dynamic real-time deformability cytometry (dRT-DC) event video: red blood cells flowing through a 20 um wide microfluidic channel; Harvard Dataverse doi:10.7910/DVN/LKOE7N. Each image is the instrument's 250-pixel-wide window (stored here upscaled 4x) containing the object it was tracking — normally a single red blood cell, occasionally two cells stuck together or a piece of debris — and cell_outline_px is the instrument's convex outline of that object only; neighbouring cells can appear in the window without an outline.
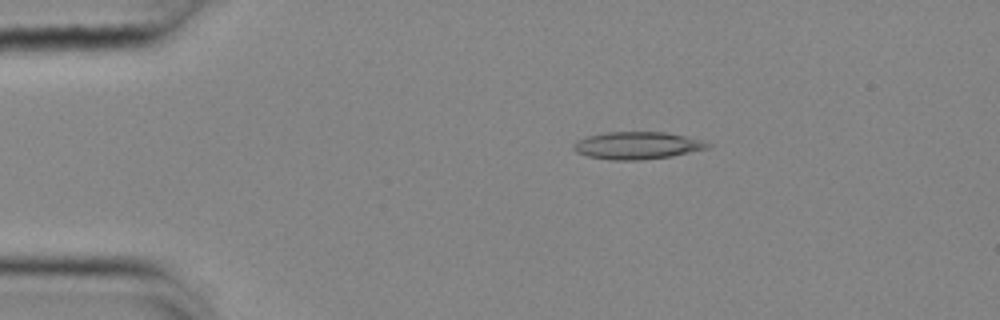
{"species": "common noctule bat (a hibernating species)", "species_latin": "Nyctalus noctula", "temperature_condition": "cold", "stored_images_in_passage": 47, "camera_frame_rate_fps": 3000, "um_per_image_px": 0.085, "animal": {"sex": "female", "body_mass_g": 25.1}, "frame": {"image": 1, "passage_image": 3, "time_ms": 0.667, "image_size_px": [1000, 320], "cell_outline_px": [[712, 144], [708, 148], [672, 156], [640, 160], [608, 160], [588, 156], [576, 152], [572, 148], [572, 144], [588, 136], [608, 132], [664, 132], [684, 136], [700, 140]], "centroid_in_image_um": [54.14, 12.37], "position_along_channel_um": 30.9, "area_um2": 21.21}}
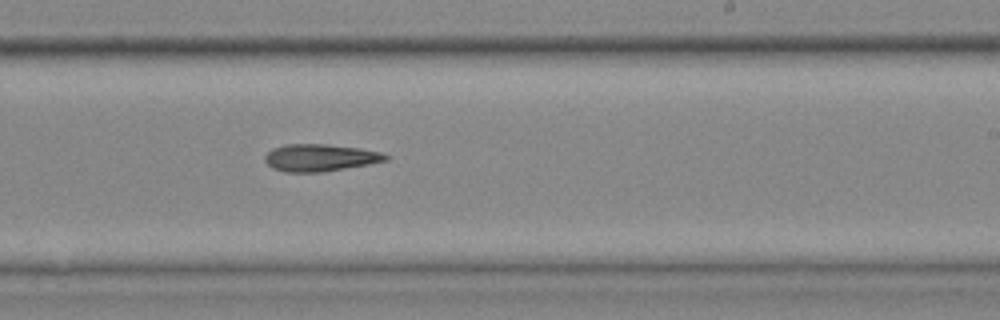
{"frame": {"image": 2, "passage_image": 26, "time_ms": 8.333, "image_size_px": [1000, 320], "cell_outline_px": [[392, 156], [388, 160], [368, 164], [324, 172], [284, 172], [272, 168], [264, 160], [264, 156], [272, 148], [288, 144], [328, 144], [360, 148], [380, 152]], "centroid_in_image_um": [27.21, 13.4], "position_along_channel_um": 261.8, "area_um2": 19.25}}
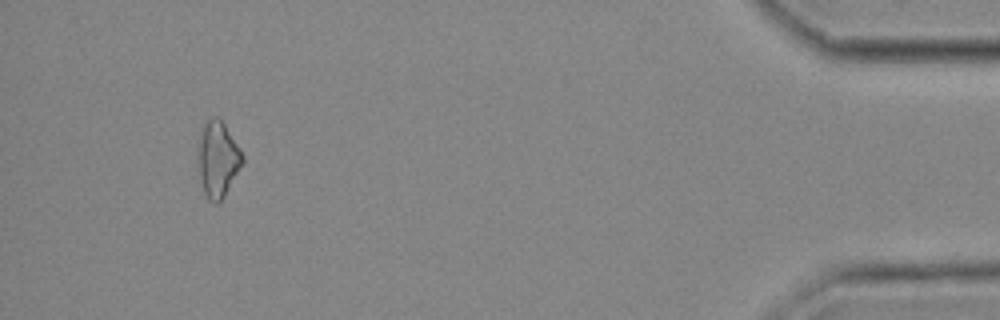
{"frame": {"image": 3, "passage_image": 44, "time_ms": 14.333, "image_size_px": [1000, 320], "cell_outline_px": [[244, 164], [224, 196], [216, 204], [208, 200], [204, 192], [200, 180], [196, 148], [200, 132], [204, 124], [208, 120], [216, 116], [224, 124], [240, 148], [244, 156]], "centroid_in_image_um": [18.5, 13.54], "position_along_channel_um": 416.7, "area_um2": 19.88}}